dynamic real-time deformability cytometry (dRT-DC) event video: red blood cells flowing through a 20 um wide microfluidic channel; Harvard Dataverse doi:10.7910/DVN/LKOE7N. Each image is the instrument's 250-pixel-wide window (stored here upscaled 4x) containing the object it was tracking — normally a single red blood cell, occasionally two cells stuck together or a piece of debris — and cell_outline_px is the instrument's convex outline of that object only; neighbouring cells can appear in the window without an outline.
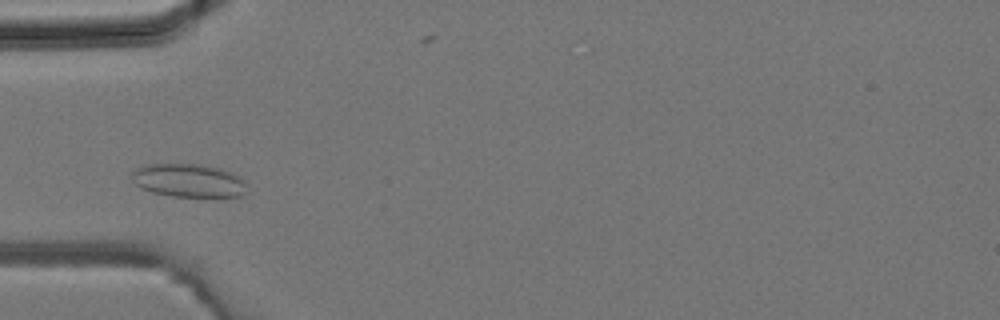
{"species": "common noctule bat (a hibernating species)", "species_latin": "Nyctalus noctula", "temperature_condition": "room temperature", "stored_images_in_passage": 2, "camera_frame_rate_fps": 3000, "um_per_image_px": 0.085, "animal": {"sex": "male", "body_mass_g": 19.2, "forearm_length_mm": 51.8}, "frame": {"image": 1, "passage_image": 2, "time_ms": 0.333, "image_size_px": [1000, 320], "cell_outline_px": [[248, 192], [240, 196], [172, 196], [152, 192], [140, 188], [132, 180], [132, 172], [136, 168], [144, 164], [200, 164], [220, 168], [232, 172], [244, 180]], "centroid_in_image_um": [16.03, 15.33], "position_along_channel_um": 69.0, "area_um2": 22.43}}